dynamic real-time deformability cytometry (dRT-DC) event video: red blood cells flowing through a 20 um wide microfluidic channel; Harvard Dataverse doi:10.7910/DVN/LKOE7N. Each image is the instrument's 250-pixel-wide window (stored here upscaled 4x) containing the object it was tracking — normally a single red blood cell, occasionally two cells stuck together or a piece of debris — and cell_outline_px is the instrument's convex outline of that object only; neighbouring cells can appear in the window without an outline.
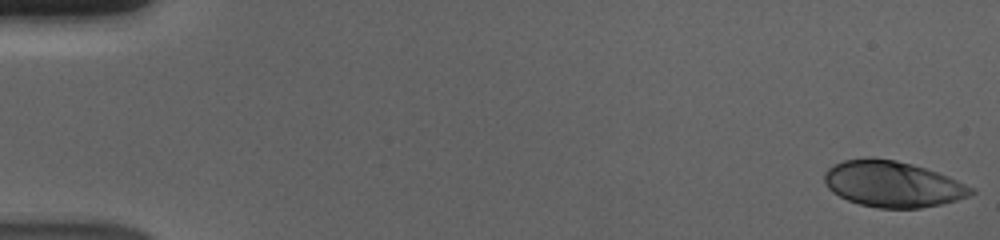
{"species": "human", "species_latin": "Homo sapiens", "temperature_condition": "cold", "stored_images_in_passage": 56, "camera_frame_rate_fps": 3000, "um_per_image_px": 0.085, "donor": {"sex": "male"}, "frame": {"image": 1, "passage_image": 1, "time_ms": 0.0, "image_size_px": [1000, 240], "cell_outline_px": [[976, 192], [968, 196], [956, 200], [940, 204], [920, 208], [880, 208], [860, 204], [848, 200], [832, 192], [824, 184], [824, 172], [828, 168], [844, 160], [896, 160], [912, 164], [948, 176], [976, 188]], "centroid_in_image_um": [75.9, 15.67], "position_along_channel_um": 9.1, "area_um2": 38.67}}
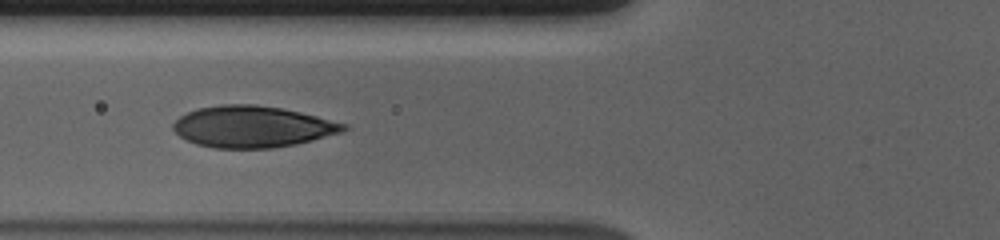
{"frame": {"image": 2, "passage_image": 22, "time_ms": 7.0, "image_size_px": [1000, 240], "cell_outline_px": [[348, 128], [340, 132], [312, 140], [296, 144], [272, 148], [212, 148], [196, 144], [180, 136], [172, 128], [172, 124], [180, 116], [196, 108], [220, 104], [256, 104], [280, 108], [300, 112], [348, 124]], "centroid_in_image_um": [21.43, 10.76], "position_along_channel_um": 104.4, "area_um2": 41.1}}
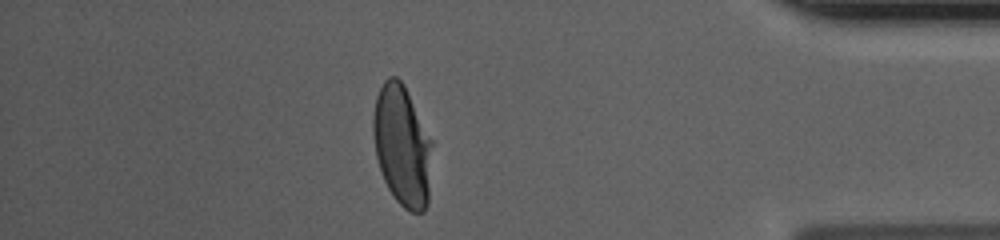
{"frame": {"image": 3, "passage_image": 49, "time_ms": 16.0, "image_size_px": [1000, 240], "cell_outline_px": [[432, 144], [428, 204], [424, 212], [412, 212], [404, 208], [396, 200], [388, 188], [384, 180], [376, 156], [372, 132], [372, 120], [376, 96], [384, 80], [388, 76], [396, 76], [404, 84], [432, 140]], "centroid_in_image_um": [34.18, 12.37], "position_along_channel_um": 401.0, "area_um2": 41.62}, "authors_computed_cell_mechanics": {"area_um2": 41.5004, "velocity_mm_per_s": 3.6788, "shape_relaxation_time_tau1_ms": 3.7347, "shape_relaxation_time_tau2_ms": null, "deformation_change_tau1": 0.1882, "deformation_change_tau2": null}}